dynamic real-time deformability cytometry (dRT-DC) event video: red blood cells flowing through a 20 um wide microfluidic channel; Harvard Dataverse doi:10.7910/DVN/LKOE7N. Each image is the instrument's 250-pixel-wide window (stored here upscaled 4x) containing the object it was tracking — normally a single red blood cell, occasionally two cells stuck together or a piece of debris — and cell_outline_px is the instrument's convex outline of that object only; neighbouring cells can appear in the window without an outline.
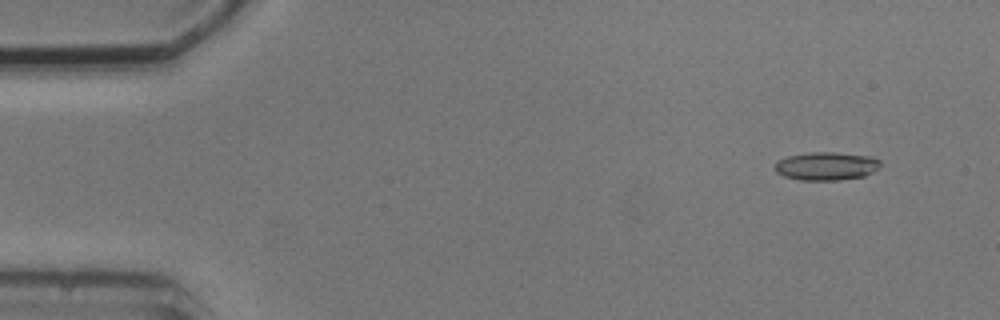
{"species": "common noctule bat (a hibernating species)", "species_latin": "Nyctalus noctula", "temperature_condition": "cold", "stored_images_in_passage": 5, "camera_frame_rate_fps": 3000, "um_per_image_px": 0.085, "animal": {"sex": "male", "body_mass_g": 20.5, "forearm_length_mm": 52.5}, "frame": {"image": 1, "passage_image": 2, "time_ms": 1.0, "image_size_px": [1000, 320], "cell_outline_px": [[880, 168], [864, 176], [836, 180], [800, 180], [784, 176], [776, 172], [776, 164], [780, 160], [788, 156], [812, 152], [832, 152], [872, 156], [880, 160]], "centroid_in_image_um": [70.28, 14.12], "position_along_channel_um": 14.7, "area_um2": 17.22}}
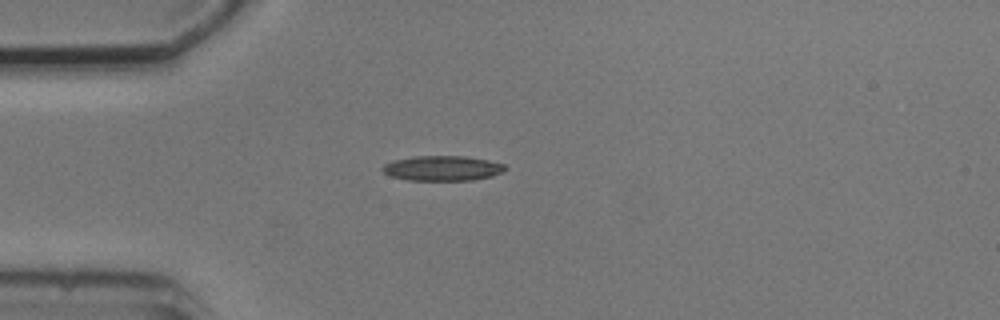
{"frame": {"image": 2, "passage_image": 5, "time_ms": 4.333, "image_size_px": [1000, 320], "cell_outline_px": [[508, 168], [504, 172], [492, 176], [472, 180], [408, 180], [392, 176], [384, 172], [380, 168], [384, 164], [396, 160], [416, 156], [464, 156], [488, 160], [504, 164]], "centroid_in_image_um": [37.65, 14.3], "position_along_channel_um": 47.3, "area_um2": 17.8}}